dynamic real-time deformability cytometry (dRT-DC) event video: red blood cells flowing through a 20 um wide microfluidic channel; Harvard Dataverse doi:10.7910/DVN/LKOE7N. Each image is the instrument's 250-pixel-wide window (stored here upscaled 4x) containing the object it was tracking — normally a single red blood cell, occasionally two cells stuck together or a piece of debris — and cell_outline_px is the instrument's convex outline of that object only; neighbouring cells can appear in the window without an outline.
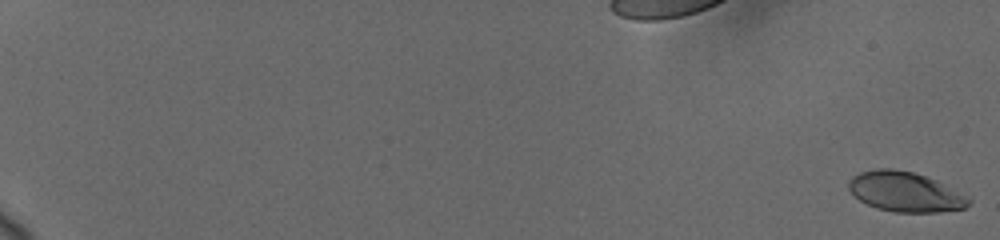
{"species": "human", "species_latin": "Homo sapiens", "temperature_condition": "cold", "stored_images_in_passage": 17, "camera_frame_rate_fps": 3000, "um_per_image_px": 0.085, "donor": {"sex": "female"}, "frame": {"image": 1, "passage_image": 1, "time_ms": 0.0, "image_size_px": [1000, 240], "cell_outline_px": [[972, 200], [964, 208], [940, 212], [892, 212], [876, 208], [860, 200], [848, 188], [848, 180], [852, 176], [860, 172], [880, 168], [892, 168], [912, 172], [936, 180], [972, 196]], "centroid_in_image_um": [76.98, 16.31], "position_along_channel_um": 8.0, "area_um2": 28.09}}
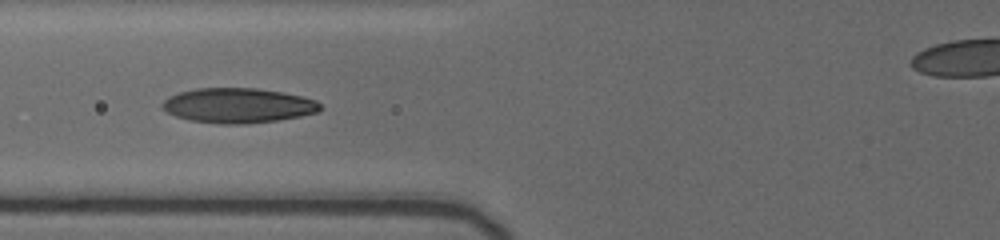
{"frame": {"image": 2, "passage_image": 14, "time_ms": 9.0, "image_size_px": [1000, 240], "cell_outline_px": [[320, 108], [316, 112], [300, 116], [276, 120], [248, 124], [220, 124], [188, 120], [176, 116], [160, 108], [160, 104], [168, 96], [180, 92], [196, 88], [256, 88], [284, 92], [316, 100], [320, 104]], "centroid_in_image_um": [20.18, 8.96], "position_along_channel_um": 105.6, "area_um2": 32.14}}
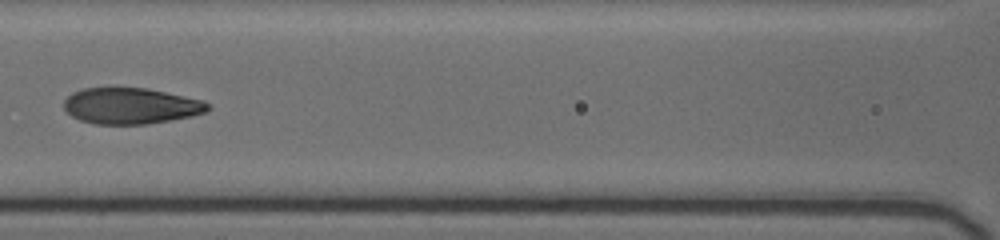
{"frame": {"image": 3, "passage_image": 16, "time_ms": 10.333, "image_size_px": [1000, 240], "cell_outline_px": [[212, 108], [208, 112], [192, 116], [172, 120], [148, 124], [96, 124], [80, 120], [72, 116], [64, 108], [64, 100], [72, 92], [84, 88], [148, 88], [204, 100]], "centroid_in_image_um": [11.16, 9.0], "position_along_channel_um": 155.4, "area_um2": 30.46}}